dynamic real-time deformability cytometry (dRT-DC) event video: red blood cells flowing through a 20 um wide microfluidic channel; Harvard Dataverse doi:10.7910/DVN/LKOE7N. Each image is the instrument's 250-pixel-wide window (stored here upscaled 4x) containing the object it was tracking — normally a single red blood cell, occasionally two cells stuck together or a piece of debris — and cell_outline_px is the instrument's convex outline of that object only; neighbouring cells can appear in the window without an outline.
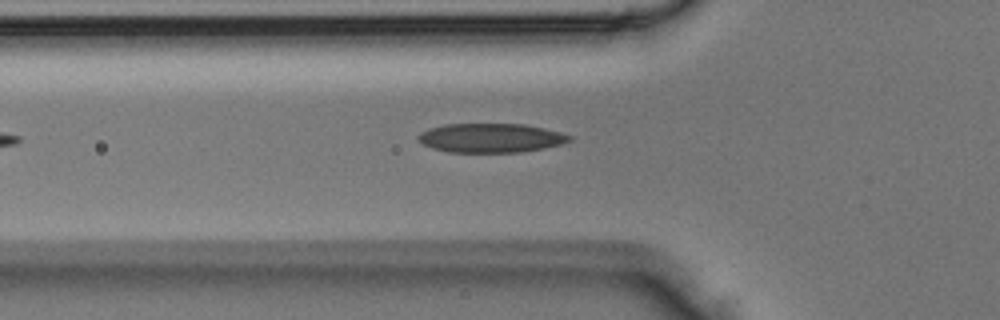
{"species": "Egyptian fruit bat (a non-hibernating species)", "species_latin": "Rousettus aegyptiacus", "temperature_condition": "room temperature", "stored_images_in_passage": 3, "camera_frame_rate_fps": 3000, "um_per_image_px": 0.085, "animal": {"sex": "male"}, "frame": {"image": 1, "passage_image": 3, "time_ms": 0.667, "image_size_px": [1000, 320], "cell_outline_px": [[572, 140], [564, 144], [544, 148], [520, 152], [448, 152], [432, 148], [424, 144], [420, 140], [420, 132], [444, 124], [524, 124], [544, 128], [560, 132], [572, 136]], "centroid_in_image_um": [41.78, 11.73], "position_along_channel_um": 84.0, "area_um2": 25.55}}